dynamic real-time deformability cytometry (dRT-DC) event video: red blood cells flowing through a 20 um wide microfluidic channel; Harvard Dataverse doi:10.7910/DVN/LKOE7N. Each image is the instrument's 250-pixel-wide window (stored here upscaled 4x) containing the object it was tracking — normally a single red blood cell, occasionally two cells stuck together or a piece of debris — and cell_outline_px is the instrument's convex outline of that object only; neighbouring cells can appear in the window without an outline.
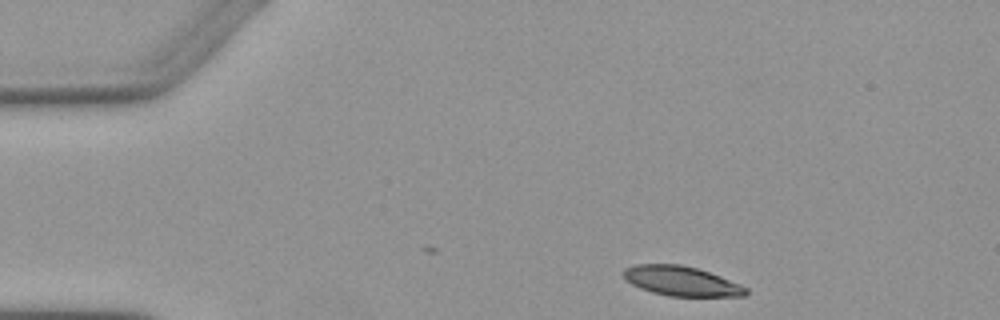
{"species": "Egyptian fruit bat (a non-hibernating species)", "species_latin": "Rousettus aegyptiacus", "temperature_condition": "warm", "stored_images_in_passage": 2, "camera_frame_rate_fps": 3000, "um_per_image_px": 0.085, "animal": {"sex": "female"}, "frame": {"image": 1, "passage_image": 1, "time_ms": 0.0, "image_size_px": [1000, 320], "cell_outline_px": [[748, 292], [744, 296], [668, 296], [652, 292], [640, 288], [624, 280], [624, 268], [636, 264], [680, 264], [696, 268], [720, 276], [740, 284], [748, 288]], "centroid_in_image_um": [57.9, 23.89], "position_along_channel_um": 27.1, "area_um2": 21.1}}